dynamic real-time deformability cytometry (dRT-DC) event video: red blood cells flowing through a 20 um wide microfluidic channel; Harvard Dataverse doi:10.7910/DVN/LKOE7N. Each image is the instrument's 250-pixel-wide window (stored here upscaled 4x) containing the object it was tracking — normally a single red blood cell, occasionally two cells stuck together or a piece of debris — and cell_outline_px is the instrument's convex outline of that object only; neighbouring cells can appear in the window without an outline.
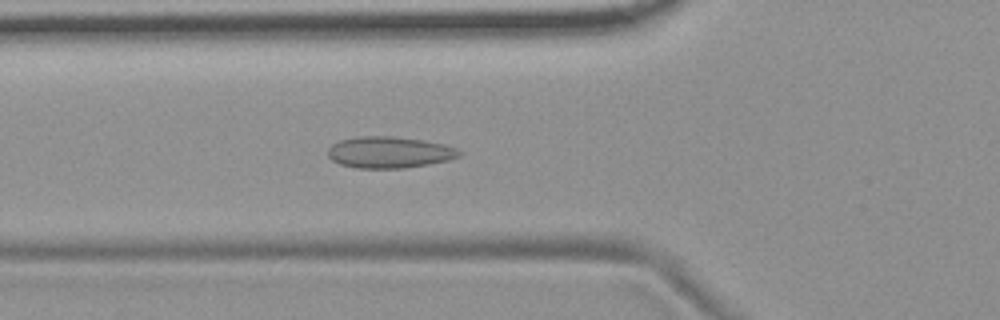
{"species": "common noctule bat (a hibernating species)", "species_latin": "Nyctalus noctula", "temperature_condition": "room temperature", "stored_images_in_passage": 54, "camera_frame_rate_fps": 3000, "um_per_image_px": 0.085, "animal": {"sex": "female", "body_mass_g": 19.9}, "frame": {"image": 1, "passage_image": 19, "time_ms": 6.0, "image_size_px": [1000, 320], "cell_outline_px": [[460, 156], [448, 160], [428, 164], [404, 168], [356, 168], [340, 164], [332, 160], [328, 156], [328, 148], [332, 144], [340, 140], [356, 136], [392, 136], [424, 140], [444, 144], [456, 148], [460, 152]], "centroid_in_image_um": [33.07, 12.94], "position_along_channel_um": 92.7, "area_um2": 24.1}}
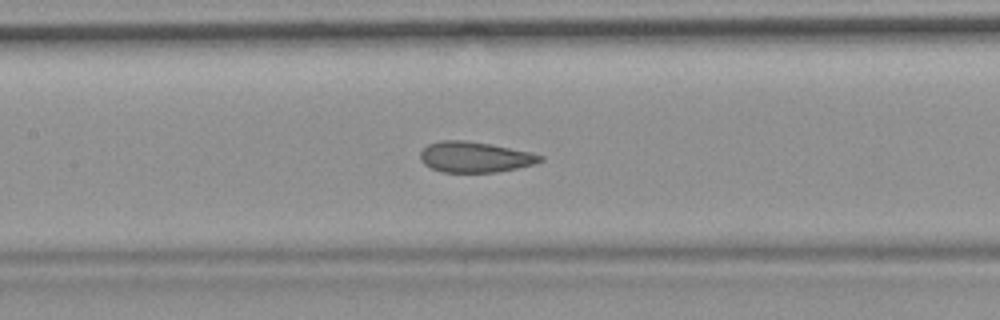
{"frame": {"image": 2, "passage_image": 25, "time_ms": 8.0, "image_size_px": [1000, 320], "cell_outline_px": [[544, 160], [536, 164], [496, 172], [440, 172], [424, 164], [420, 160], [420, 152], [428, 144], [440, 140], [464, 140], [492, 144], [532, 152], [544, 156]], "centroid_in_image_um": [40.38, 13.34], "position_along_channel_um": 167.0, "area_um2": 21.62}}
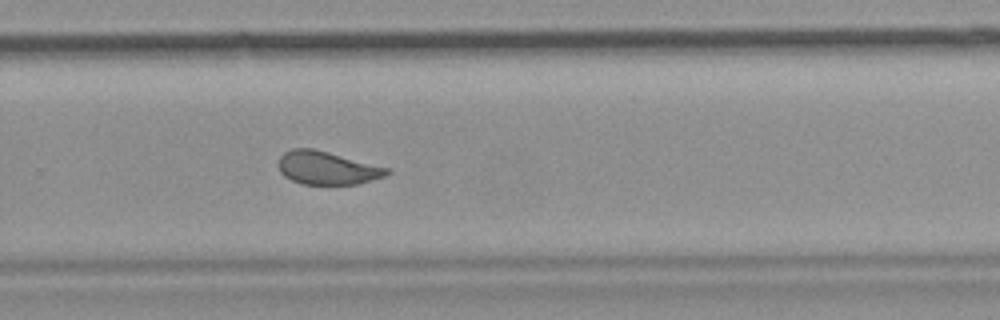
{"frame": {"image": 3, "passage_image": 36, "time_ms": 11.667, "image_size_px": [1000, 320], "cell_outline_px": [[392, 172], [384, 176], [356, 184], [300, 184], [284, 176], [280, 172], [280, 156], [284, 152], [292, 148], [312, 148], [328, 152], [388, 168]], "centroid_in_image_um": [27.78, 14.27], "position_along_channel_um": 302.0, "area_um2": 20.63}, "authors_computed_cell_mechanics": {"area_um2": 22.6865, "velocity_mm_per_s": 3.7014, "shape_relaxation_time_tau1_ms": null, "shape_relaxation_time_tau2_ms": 1.329, "deformation_change_tau1": null, "deformation_change_tau2": 0.0623}}